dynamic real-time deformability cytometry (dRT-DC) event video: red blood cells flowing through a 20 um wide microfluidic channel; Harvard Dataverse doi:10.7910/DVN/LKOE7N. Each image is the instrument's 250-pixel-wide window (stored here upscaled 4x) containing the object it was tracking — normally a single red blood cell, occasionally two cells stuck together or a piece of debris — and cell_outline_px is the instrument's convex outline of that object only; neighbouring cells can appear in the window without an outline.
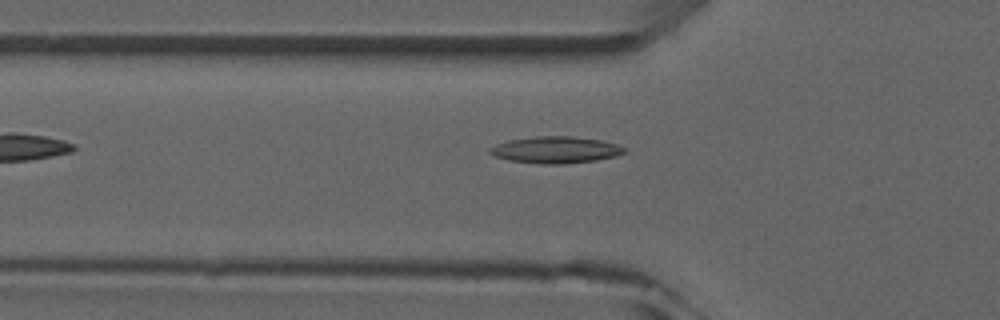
{"species": "common noctule bat (a hibernating species)", "species_latin": "Nyctalus noctula", "temperature_condition": "room temperature", "stored_images_in_passage": 5, "camera_frame_rate_fps": 3000, "um_per_image_px": 0.085, "animal": {"sex": "male", "forearm_length_mm": 52.5}, "frame": {"image": 1, "passage_image": 4, "time_ms": 3.667, "image_size_px": [1000, 320], "cell_outline_px": [[628, 152], [616, 156], [596, 160], [564, 164], [544, 164], [508, 160], [492, 156], [488, 152], [488, 148], [496, 144], [508, 140], [536, 136], [572, 136], [600, 140], [616, 144], [624, 148]], "centroid_in_image_um": [47.19, 12.74], "position_along_channel_um": 78.6, "area_um2": 21.04}}
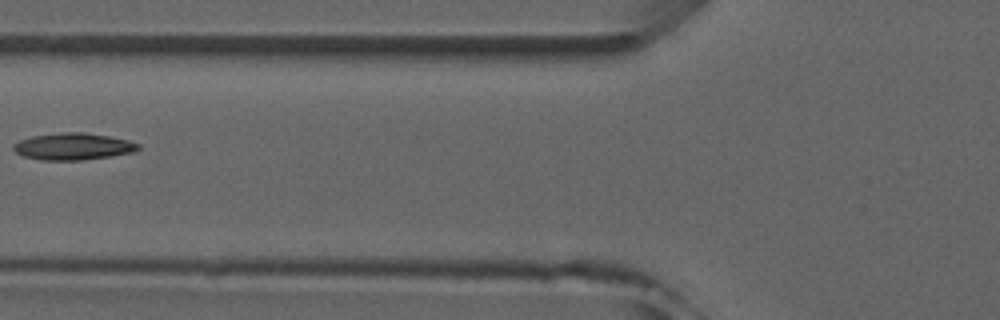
{"frame": {"image": 2, "passage_image": 5, "time_ms": 4.667, "image_size_px": [1000, 320], "cell_outline_px": [[140, 148], [132, 152], [112, 156], [84, 160], [40, 160], [24, 156], [16, 152], [12, 148], [12, 144], [20, 140], [32, 136], [60, 132], [84, 132], [108, 136], [128, 140], [140, 144]], "centroid_in_image_um": [6.2, 12.45], "position_along_channel_um": 119.6, "area_um2": 19.59}}